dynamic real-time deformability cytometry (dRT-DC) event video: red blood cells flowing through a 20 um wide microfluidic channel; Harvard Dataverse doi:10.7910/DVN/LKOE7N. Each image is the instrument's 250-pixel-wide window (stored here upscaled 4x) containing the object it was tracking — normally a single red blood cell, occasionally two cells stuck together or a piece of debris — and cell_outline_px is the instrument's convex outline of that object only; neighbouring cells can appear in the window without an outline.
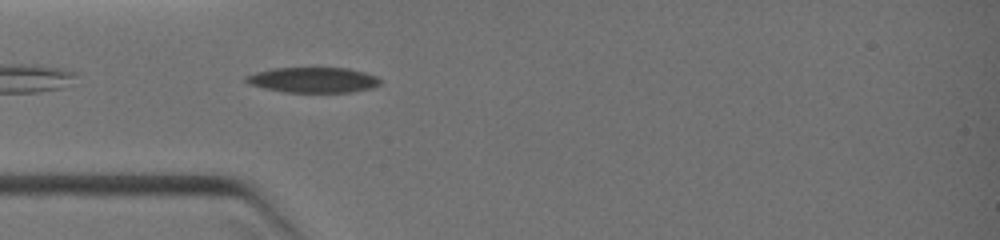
{"species": "common noctule bat (a hibernating species)", "species_latin": "Nyctalus noctula", "temperature_condition": "warm", "stored_images_in_passage": 1, "camera_frame_rate_fps": 3000, "um_per_image_px": 0.085, "animal": {"sex": "female", "body_mass_g": 19.0, "forearm_length_mm": 51.5}, "frame": {"image": 1, "passage_image": 1, "time_ms": 0.0, "image_size_px": [1000, 240], "cell_outline_px": [[380, 84], [372, 88], [352, 92], [284, 92], [264, 88], [252, 84], [244, 80], [244, 76], [256, 72], [272, 68], [348, 68], [364, 72], [376, 76], [380, 80]], "centroid_in_image_um": [26.62, 6.79], "position_along_channel_um": 58.4, "area_um2": 19.77}}